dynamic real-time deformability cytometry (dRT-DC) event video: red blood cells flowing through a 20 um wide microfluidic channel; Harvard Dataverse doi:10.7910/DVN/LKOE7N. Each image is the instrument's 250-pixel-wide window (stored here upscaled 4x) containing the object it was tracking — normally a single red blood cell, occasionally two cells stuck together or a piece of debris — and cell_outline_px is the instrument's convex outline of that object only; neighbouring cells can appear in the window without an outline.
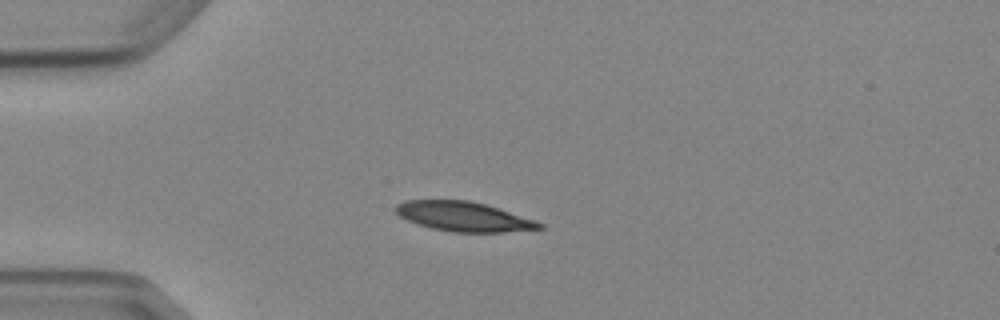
{"species": "Egyptian fruit bat (a non-hibernating species)", "species_latin": "Rousettus aegyptiacus", "temperature_condition": "cold", "stored_images_in_passage": 6, "camera_frame_rate_fps": 3000, "um_per_image_px": 0.085, "animal": {"sex": "female"}, "frame": {"image": 1, "passage_image": 3, "time_ms": 2.333, "image_size_px": [1000, 320], "cell_outline_px": [[544, 228], [504, 232], [452, 232], [432, 228], [416, 224], [400, 216], [396, 212], [396, 204], [404, 200], [468, 200], [484, 204], [536, 220], [544, 224]], "centroid_in_image_um": [39.4, 18.41], "position_along_channel_um": 45.6, "area_um2": 24.62}}
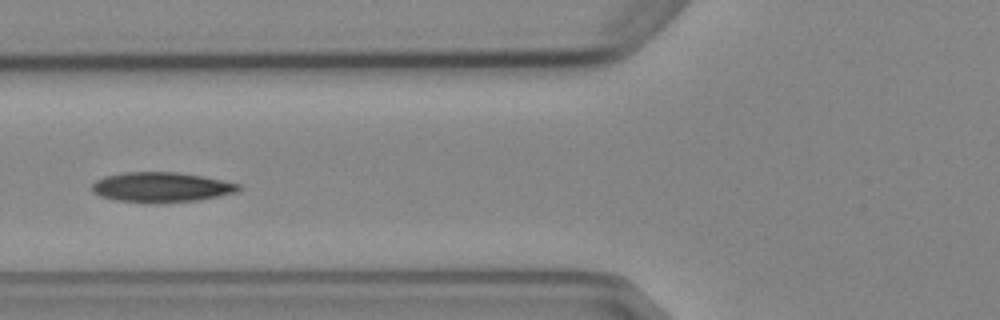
{"frame": {"image": 2, "passage_image": 5, "time_ms": 4.667, "image_size_px": [1000, 320], "cell_outline_px": [[244, 188], [236, 192], [200, 200], [160, 204], [116, 200], [100, 196], [92, 192], [92, 184], [96, 180], [104, 176], [124, 172], [176, 172], [204, 176], [240, 184]], "centroid_in_image_um": [13.73, 15.92], "position_along_channel_um": 112.1, "area_um2": 25.95}}